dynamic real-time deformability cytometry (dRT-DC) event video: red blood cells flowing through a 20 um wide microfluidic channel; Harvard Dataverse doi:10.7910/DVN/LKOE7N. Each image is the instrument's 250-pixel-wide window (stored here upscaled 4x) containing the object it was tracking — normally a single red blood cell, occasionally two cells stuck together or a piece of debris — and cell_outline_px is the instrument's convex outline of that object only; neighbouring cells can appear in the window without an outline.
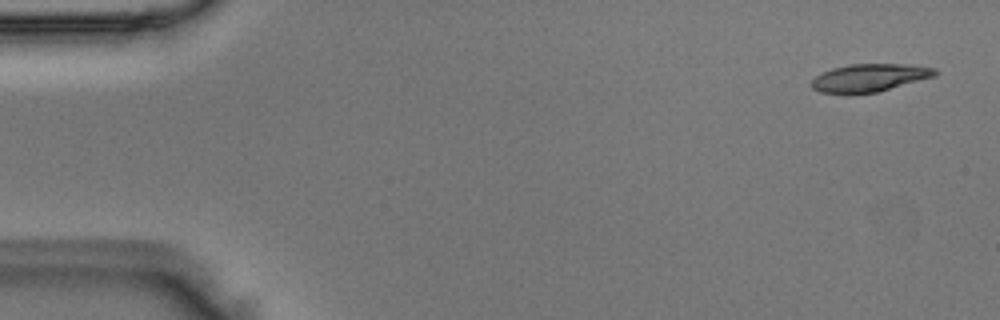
{"species": "Egyptian fruit bat (a non-hibernating species)", "species_latin": "Rousettus aegyptiacus", "temperature_condition": "room temperature", "stored_images_in_passage": 48, "camera_frame_rate_fps": 3000, "um_per_image_px": 0.085, "animal": {"sex": "male"}, "frame": {"image": 1, "passage_image": 1, "time_ms": 0.0, "image_size_px": [1000, 320], "cell_outline_px": [[940, 72], [936, 76], [876, 92], [844, 96], [820, 92], [812, 88], [808, 84], [816, 76], [832, 68], [852, 64], [912, 64], [936, 68]], "centroid_in_image_um": [73.89, 6.63], "position_along_channel_um": 11.1, "area_um2": 20.58}}
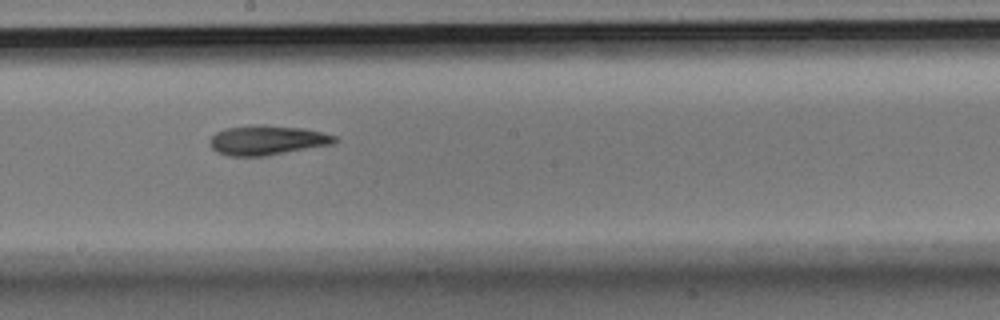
{"frame": {"image": 2, "passage_image": 26, "time_ms": 8.333, "image_size_px": [1000, 320], "cell_outline_px": [[340, 140], [332, 144], [264, 156], [228, 156], [216, 152], [208, 144], [208, 140], [216, 132], [224, 128], [256, 124], [264, 124], [304, 128], [336, 136]], "centroid_in_image_um": [22.66, 11.9], "position_along_channel_um": 225.5, "area_um2": 21.79}}
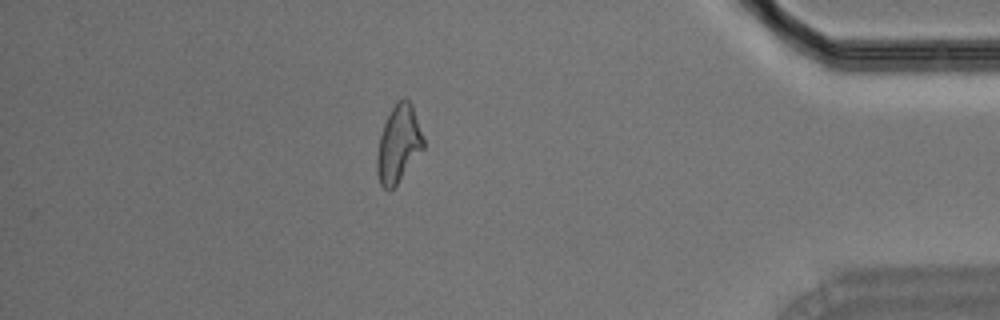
{"frame": {"image": 3, "passage_image": 42, "time_ms": 13.667, "image_size_px": [1000, 320], "cell_outline_px": [[424, 148], [396, 184], [388, 192], [380, 184], [376, 172], [376, 156], [380, 136], [384, 124], [396, 100], [404, 96], [412, 104], [424, 140]], "centroid_in_image_um": [33.86, 12.22], "position_along_channel_um": 401.3, "area_um2": 20.75}}